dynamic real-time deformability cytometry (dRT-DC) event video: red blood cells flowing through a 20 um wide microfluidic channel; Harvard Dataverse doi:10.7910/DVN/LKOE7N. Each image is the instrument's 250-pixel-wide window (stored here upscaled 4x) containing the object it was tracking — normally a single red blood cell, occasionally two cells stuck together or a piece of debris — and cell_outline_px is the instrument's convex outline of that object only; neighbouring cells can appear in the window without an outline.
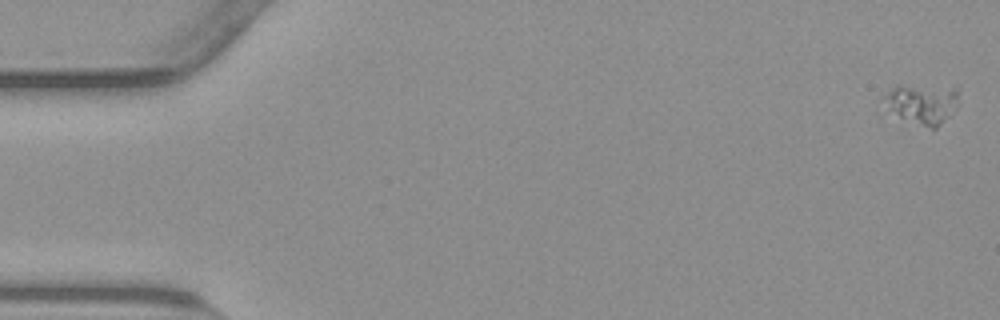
{"species": "common noctule bat (a hibernating species)", "species_latin": "Nyctalus noctula", "temperature_condition": "warm", "stored_images_in_passage": 56, "camera_frame_rate_fps": 3000, "um_per_image_px": 0.085, "animal": {"sex": "male", "body_mass_g": 23.1, "forearm_length_mm": 52.7}, "frame": {"image": 1, "passage_image": 1, "time_ms": 0.0, "image_size_px": [1000, 320], "cell_outline_px": [[960, 104], [936, 128], [932, 128], [900, 116], [888, 108], [880, 96], [892, 88], [900, 84], [956, 84]], "centroid_in_image_um": [78.45, 8.69], "position_along_channel_um": 6.5, "area_um2": 17.98}}
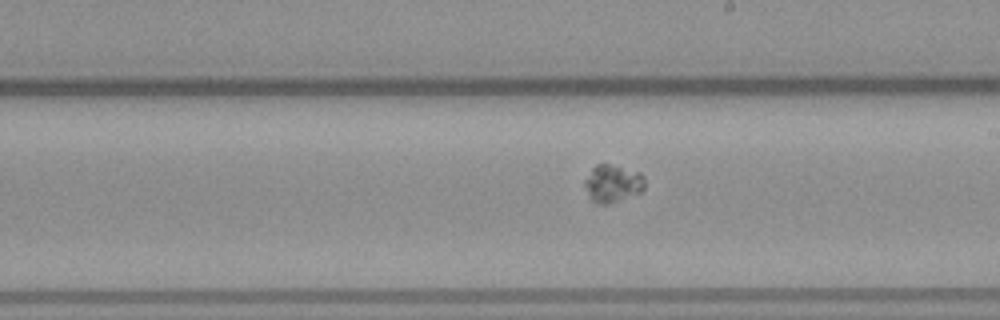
{"frame": {"image": 2, "passage_image": 32, "time_ms": 10.333, "image_size_px": [1000, 320], "cell_outline_px": [[644, 188], [640, 192], [608, 204], [596, 204], [592, 200], [584, 184], [584, 180], [592, 168], [596, 164], [608, 164], [640, 172], [644, 176]], "centroid_in_image_um": [52.07, 15.59], "position_along_channel_um": 236.9, "area_um2": 12.95}}
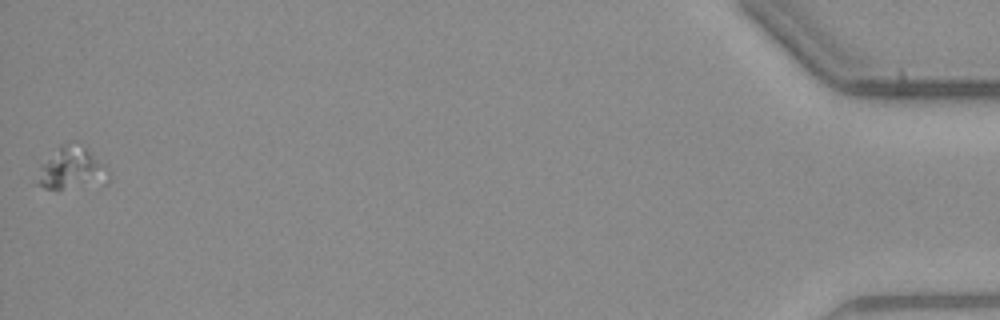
{"frame": {"image": 3, "passage_image": 56, "time_ms": 18.333, "image_size_px": [1000, 320], "cell_outline_px": [[104, 168], [60, 188], [44, 188], [36, 184], [40, 164], [60, 144], [72, 140], [84, 148], [104, 164]], "centroid_in_image_um": [5.7, 14.1], "position_along_channel_um": 429.5, "area_um2": 14.45}}